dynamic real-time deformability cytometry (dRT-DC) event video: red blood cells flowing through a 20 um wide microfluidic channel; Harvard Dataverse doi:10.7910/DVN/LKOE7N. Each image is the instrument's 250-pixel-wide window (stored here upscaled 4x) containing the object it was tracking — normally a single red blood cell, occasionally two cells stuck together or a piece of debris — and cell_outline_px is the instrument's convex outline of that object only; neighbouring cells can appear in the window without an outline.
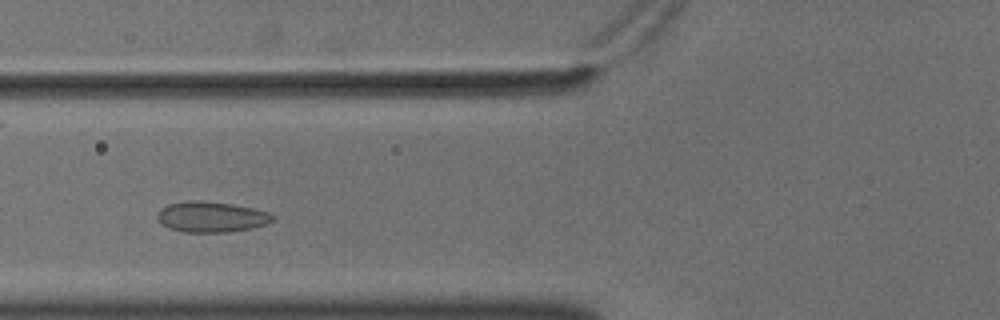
{"species": "common noctule bat (a hibernating species)", "species_latin": "Nyctalus noctula", "temperature_condition": "cold", "stored_images_in_passage": 46, "camera_frame_rate_fps": 3000, "um_per_image_px": 0.085, "animal": {"sex": "male", "body_mass_g": 18.8}, "frame": {"image": 1, "passage_image": 12, "time_ms": 3.667, "image_size_px": [1000, 320], "cell_outline_px": [[276, 220], [268, 224], [252, 228], [228, 232], [184, 232], [168, 228], [160, 224], [156, 216], [160, 208], [168, 204], [188, 200], [200, 200], [232, 204], [252, 208], [268, 212], [276, 216]], "centroid_in_image_um": [17.96, 18.43], "position_along_channel_um": 107.8, "area_um2": 20.92}}
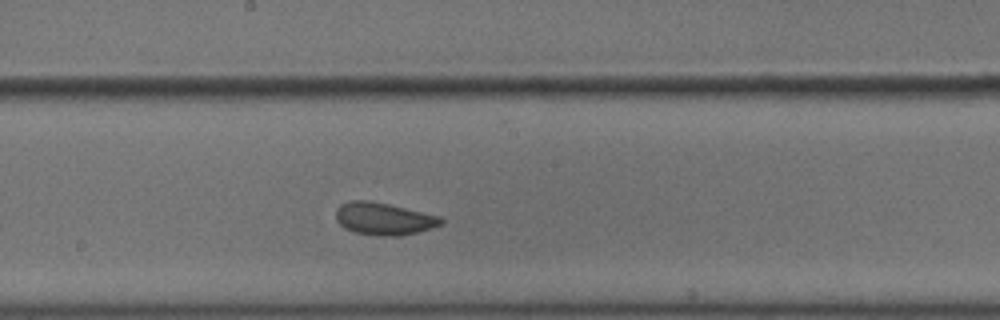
{"frame": {"image": 2, "passage_image": 21, "time_ms": 6.667, "image_size_px": [1000, 320], "cell_outline_px": [[444, 224], [432, 228], [400, 236], [376, 236], [356, 232], [344, 228], [336, 220], [336, 208], [340, 204], [352, 200], [368, 200], [388, 204], [440, 216], [444, 220]], "centroid_in_image_um": [32.62, 18.6], "position_along_channel_um": 215.6, "area_um2": 19.88}}
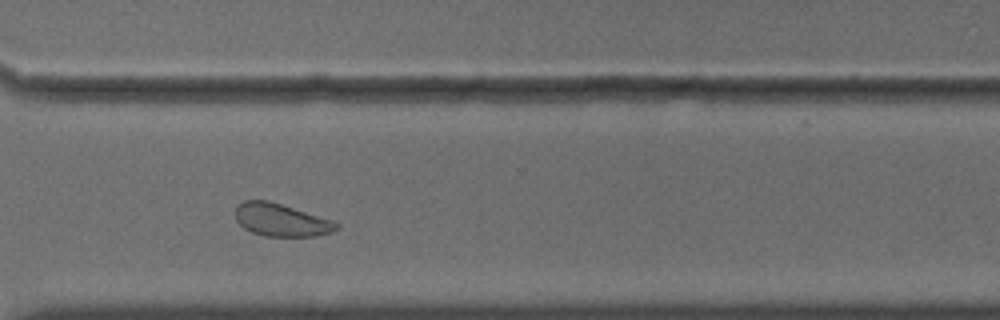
{"frame": {"image": 3, "passage_image": 32, "time_ms": 10.333, "image_size_px": [1000, 320], "cell_outline_px": [[340, 228], [332, 232], [316, 236], [264, 236], [252, 232], [244, 228], [236, 220], [236, 204], [244, 200], [268, 200], [336, 220], [340, 224]], "centroid_in_image_um": [23.95, 18.69], "position_along_channel_um": 346.7, "area_um2": 19.59}, "authors_computed_cell_mechanics": {"area_um2": 20.7791, "velocity_mm_per_s": 3.5785, "shape_relaxation_time_tau1_ms": 5.2453, "shape_relaxation_time_tau2_ms": 1.4637, "deformation_change_tau1": 0.0663, "deformation_change_tau2": 0.0472}}